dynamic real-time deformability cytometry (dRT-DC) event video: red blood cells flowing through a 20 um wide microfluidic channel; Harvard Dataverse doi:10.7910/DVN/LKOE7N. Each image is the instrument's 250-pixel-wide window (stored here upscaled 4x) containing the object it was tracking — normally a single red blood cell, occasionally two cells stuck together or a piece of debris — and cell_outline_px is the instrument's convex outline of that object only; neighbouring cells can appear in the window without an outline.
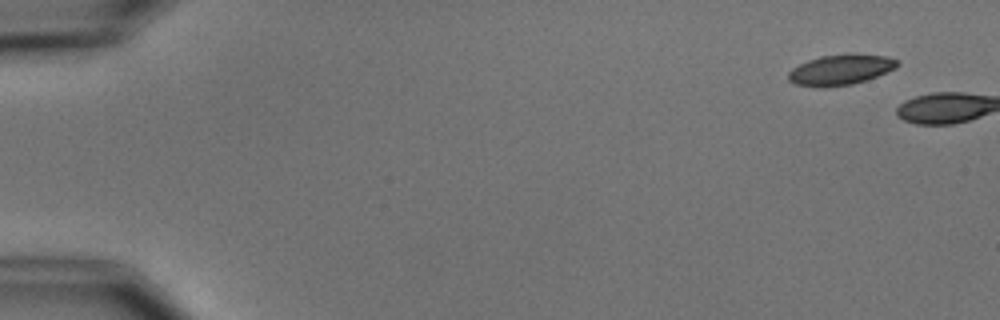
{"species": "common noctule bat (a hibernating species)", "species_latin": "Nyctalus noctula", "temperature_condition": "cold", "stored_images_in_passage": 2, "camera_frame_rate_fps": 3000, "um_per_image_px": 0.085, "animal": {"sex": "male", "body_mass_g": 15.6}, "frame": {"image": 1, "passage_image": 1, "time_ms": 0.0, "image_size_px": [1000, 320], "cell_outline_px": [[900, 64], [896, 68], [876, 76], [852, 84], [824, 88], [816, 88], [796, 84], [788, 80], [788, 72], [792, 68], [808, 60], [820, 56], [848, 52], [888, 56], [900, 60]], "centroid_in_image_um": [71.46, 5.91], "position_along_channel_um": 13.5, "area_um2": 19.83}}